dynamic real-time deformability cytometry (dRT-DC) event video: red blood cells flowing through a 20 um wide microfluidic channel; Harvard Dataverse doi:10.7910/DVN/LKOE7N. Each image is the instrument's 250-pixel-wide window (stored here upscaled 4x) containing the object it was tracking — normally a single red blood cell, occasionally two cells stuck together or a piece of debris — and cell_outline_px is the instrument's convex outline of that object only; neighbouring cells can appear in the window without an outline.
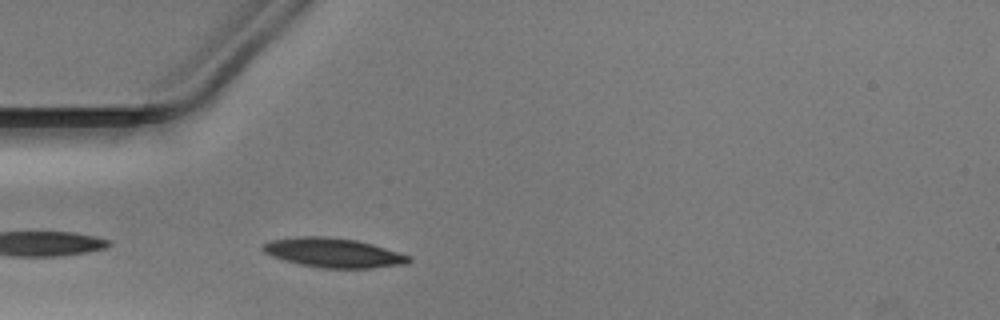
{"species": "Egyptian fruit bat (a non-hibernating species)", "species_latin": "Rousettus aegyptiacus", "temperature_condition": "warm", "stored_images_in_passage": 24, "camera_frame_rate_fps": 3000, "um_per_image_px": 0.085, "animal": {"sex": "male"}, "frame": {"image": 1, "passage_image": 2, "time_ms": 0.333, "image_size_px": [1000, 320], "cell_outline_px": [[412, 260], [408, 264], [372, 268], [320, 268], [300, 264], [284, 260], [272, 256], [264, 252], [260, 248], [264, 244], [272, 240], [296, 236], [324, 236], [356, 240], [372, 244], [412, 256]], "centroid_in_image_um": [28.36, 21.49], "position_along_channel_um": 56.6, "area_um2": 25.09}}
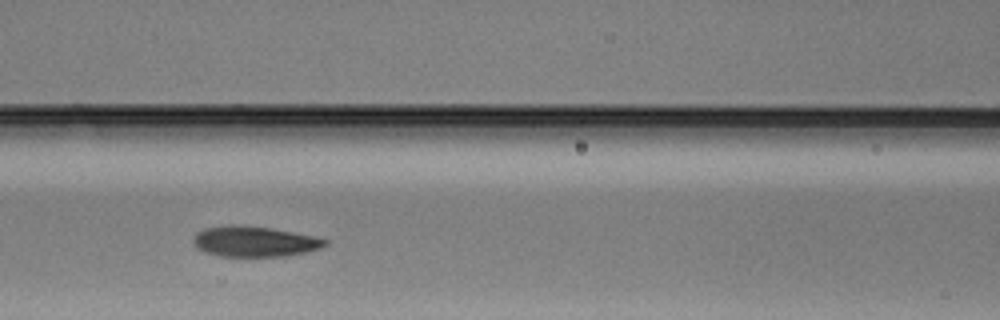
{"frame": {"image": 2, "passage_image": 9, "time_ms": 2.667, "image_size_px": [1000, 320], "cell_outline_px": [[328, 244], [320, 248], [308, 252], [288, 256], [220, 256], [204, 252], [196, 248], [192, 240], [192, 236], [196, 232], [204, 228], [228, 224], [236, 224], [272, 228], [312, 236], [328, 240]], "centroid_in_image_um": [21.58, 20.52], "position_along_channel_um": 145.0, "area_um2": 23.7}}
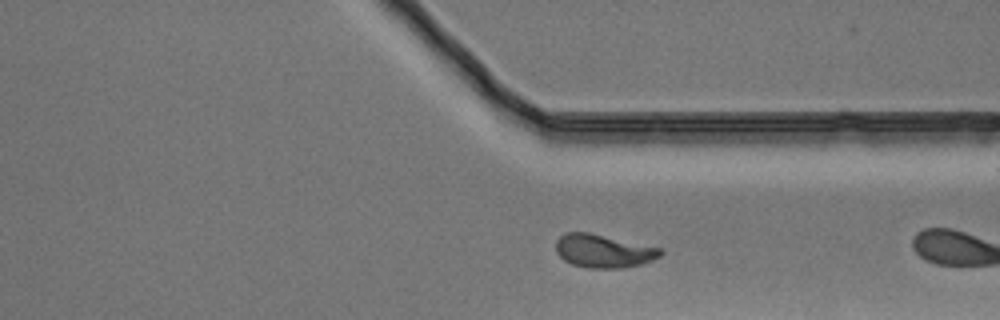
{"frame": {"image": 3, "passage_image": 23, "time_ms": 7.333, "image_size_px": [1000, 320], "cell_outline_px": [[664, 252], [660, 256], [652, 260], [640, 264], [620, 268], [588, 268], [572, 264], [564, 260], [556, 252], [556, 240], [564, 232], [588, 232], [660, 248]], "centroid_in_image_um": [51.26, 21.33], "position_along_channel_um": 360.1, "area_um2": 20.11}}